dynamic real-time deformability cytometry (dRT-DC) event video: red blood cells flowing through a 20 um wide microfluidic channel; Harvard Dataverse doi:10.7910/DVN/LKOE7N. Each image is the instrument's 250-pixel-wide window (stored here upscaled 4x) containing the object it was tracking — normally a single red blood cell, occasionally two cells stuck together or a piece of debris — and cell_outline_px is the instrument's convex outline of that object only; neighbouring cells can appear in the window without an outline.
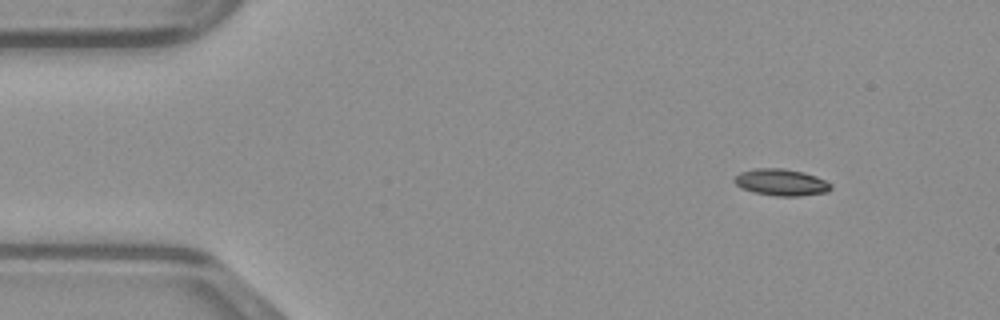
{"species": "common noctule bat (a hibernating species)", "species_latin": "Nyctalus noctula", "temperature_condition": "warm", "stored_images_in_passage": 49, "segment_of_instrument_passage": [2, 2], "camera_frame_rate_fps": 3000, "um_per_image_px": 0.085, "animal": {"sex": "male", "body_mass_g": 23.1, "forearm_length_mm": 52.7}, "frame": {"image": 1, "passage_image": 6, "time_ms": 1.667, "image_size_px": [1000, 320], "cell_outline_px": [[832, 188], [828, 192], [800, 196], [776, 196], [752, 192], [740, 188], [732, 180], [740, 172], [756, 168], [784, 168], [804, 172], [816, 176], [832, 184]], "centroid_in_image_um": [66.4, 15.5], "position_along_channel_um": 18.6, "area_um2": 15.2}}
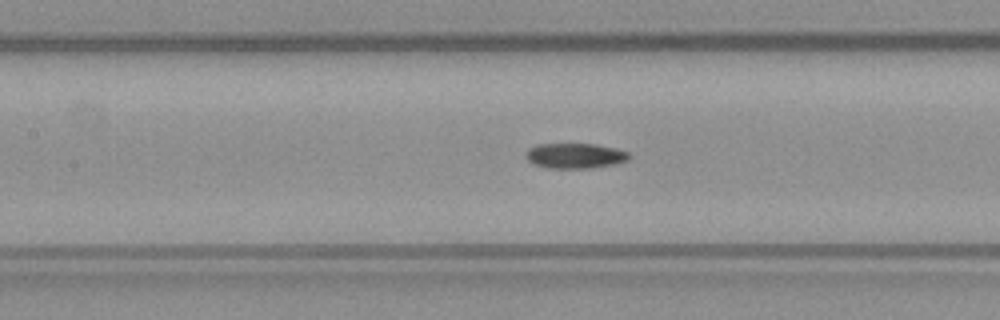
{"frame": {"image": 2, "passage_image": 22, "time_ms": 7.0, "image_size_px": [1000, 320], "cell_outline_px": [[632, 156], [628, 160], [616, 164], [592, 168], [548, 168], [532, 164], [528, 160], [528, 148], [536, 144], [596, 144], [616, 148], [628, 152]], "centroid_in_image_um": [48.93, 13.24], "position_along_channel_um": 158.5, "area_um2": 15.26}}
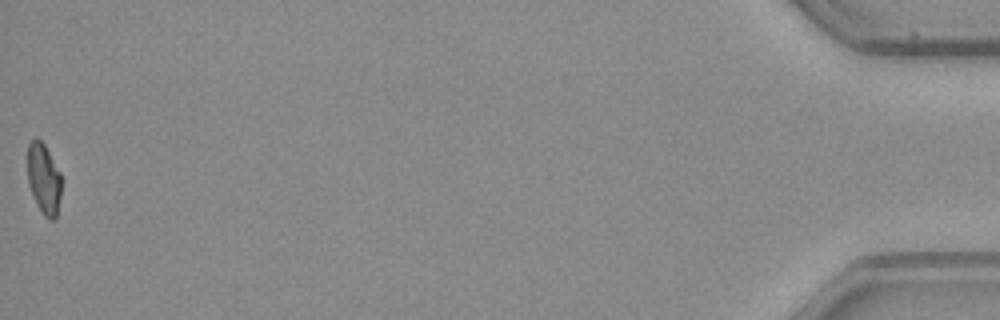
{"frame": {"image": 3, "passage_image": 49, "time_ms": 16.0, "image_size_px": [1000, 320], "cell_outline_px": [[60, 196], [56, 220], [48, 220], [44, 216], [36, 204], [28, 184], [28, 144], [36, 136], [44, 144], [60, 172]], "centroid_in_image_um": [3.71, 15.22], "position_along_channel_um": 431.5, "area_um2": 13.93}}